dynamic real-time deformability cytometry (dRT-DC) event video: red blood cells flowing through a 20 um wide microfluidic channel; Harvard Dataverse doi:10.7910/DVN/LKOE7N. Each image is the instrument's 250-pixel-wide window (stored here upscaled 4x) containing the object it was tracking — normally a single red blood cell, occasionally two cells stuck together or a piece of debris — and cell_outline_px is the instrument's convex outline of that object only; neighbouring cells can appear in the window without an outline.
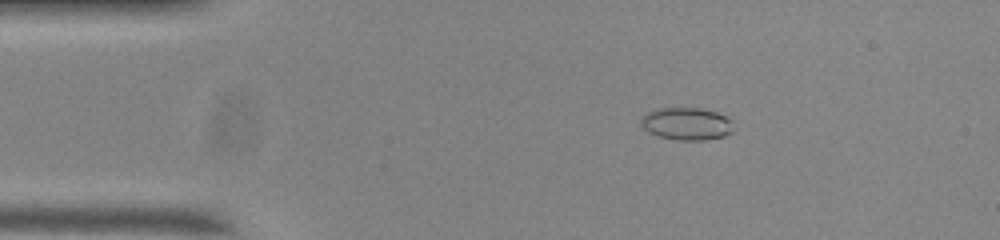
{"species": "common noctule bat (a hibernating species)", "species_latin": "Nyctalus noctula", "temperature_condition": "room temperature", "stored_images_in_passage": 47, "camera_frame_rate_fps": 3000, "um_per_image_px": 0.085, "animal": {"sex": "male", "body_mass_g": 20.0, "forearm_length_mm": 53.3}, "frame": {"image": 1, "passage_image": 2, "time_ms": 0.333, "image_size_px": [1000, 240], "cell_outline_px": [[736, 128], [732, 132], [724, 136], [704, 140], [676, 140], [656, 136], [648, 132], [640, 124], [640, 120], [648, 112], [656, 108], [700, 108], [716, 112], [732, 120]], "centroid_in_image_um": [58.38, 10.53], "position_along_channel_um": 26.6, "area_um2": 17.74}}
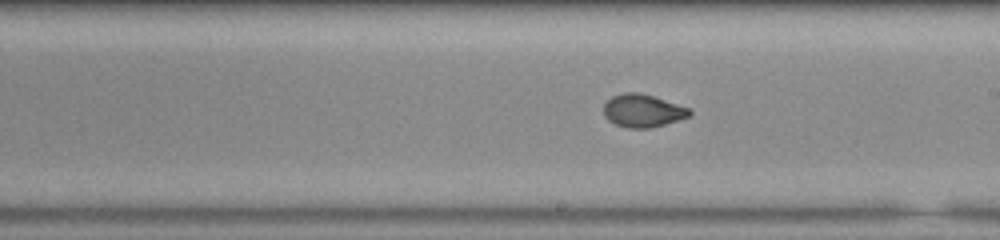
{"frame": {"image": 2, "passage_image": 23, "time_ms": 7.333, "image_size_px": [1000, 240], "cell_outline_px": [[692, 112], [688, 116], [664, 124], [648, 128], [628, 128], [616, 124], [608, 120], [604, 116], [604, 104], [612, 96], [624, 92], [640, 92], [688, 108]], "centroid_in_image_um": [54.58, 9.4], "position_along_channel_um": 234.4, "area_um2": 16.13}}
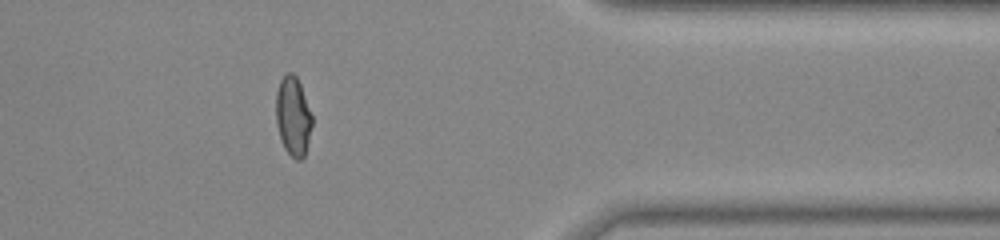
{"frame": {"image": 3, "passage_image": 37, "time_ms": 12.0, "image_size_px": [1000, 240], "cell_outline_px": [[312, 124], [304, 156], [300, 160], [296, 160], [284, 148], [280, 140], [276, 124], [276, 92], [280, 80], [288, 72], [292, 72], [296, 76], [300, 84], [312, 116]], "centroid_in_image_um": [24.89, 9.88], "position_along_channel_um": 386.5, "area_um2": 16.53}, "authors_computed_cell_mechanics": {"area_um2": 16.762, "velocity_mm_per_s": 3.7298, "shape_relaxation_time_tau1_ms": 7.4241, "shape_relaxation_time_tau2_ms": null, "deformation_change_tau1": 0.196, "deformation_change_tau2": null}}